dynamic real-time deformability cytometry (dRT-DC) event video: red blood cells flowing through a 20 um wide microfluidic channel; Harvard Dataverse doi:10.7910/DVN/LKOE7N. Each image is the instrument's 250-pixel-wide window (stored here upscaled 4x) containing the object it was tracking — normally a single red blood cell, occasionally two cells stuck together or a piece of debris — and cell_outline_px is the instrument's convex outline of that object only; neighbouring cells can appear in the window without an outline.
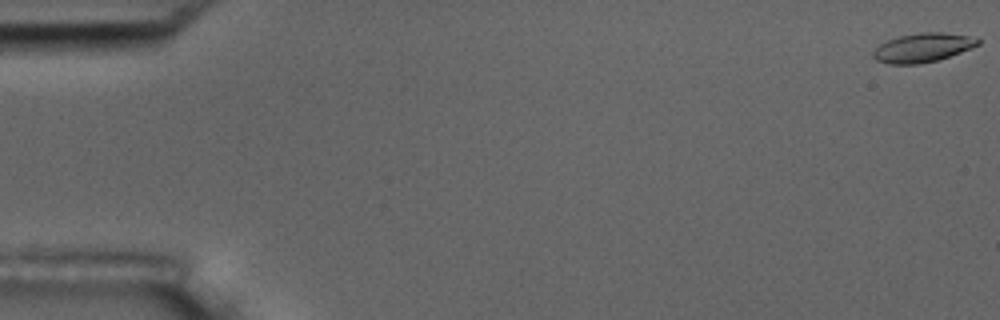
{"species": "common noctule bat (a hibernating species)", "species_latin": "Nyctalus noctula", "temperature_condition": "room temperature", "stored_images_in_passage": 5, "camera_frame_rate_fps": 3000, "um_per_image_px": 0.085, "animal": {"sex": "male", "body_mass_g": 17.5, "forearm_length_mm": 52.3}, "frame": {"image": 1, "passage_image": 1, "time_ms": 0.0, "image_size_px": [1000, 320], "cell_outline_px": [[980, 44], [972, 48], [936, 60], [920, 64], [888, 64], [876, 60], [872, 56], [872, 52], [880, 44], [888, 40], [900, 36], [920, 32], [944, 32], [968, 36], [980, 40]], "centroid_in_image_um": [78.41, 4.05], "position_along_channel_um": 6.6, "area_um2": 17.57}}
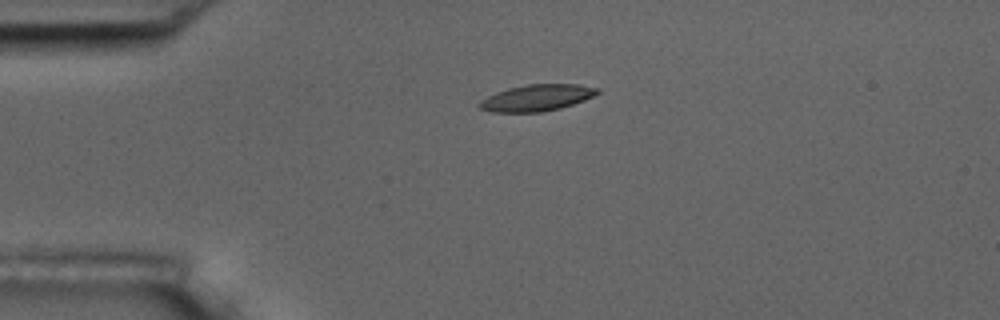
{"frame": {"image": 2, "passage_image": 5, "time_ms": 1.333, "image_size_px": [1000, 320], "cell_outline_px": [[600, 92], [584, 100], [560, 108], [540, 112], [492, 112], [480, 108], [476, 104], [480, 100], [496, 92], [508, 88], [528, 84], [580, 84], [600, 88]], "centroid_in_image_um": [45.62, 8.3], "position_along_channel_um": 39.4, "area_um2": 18.21}}